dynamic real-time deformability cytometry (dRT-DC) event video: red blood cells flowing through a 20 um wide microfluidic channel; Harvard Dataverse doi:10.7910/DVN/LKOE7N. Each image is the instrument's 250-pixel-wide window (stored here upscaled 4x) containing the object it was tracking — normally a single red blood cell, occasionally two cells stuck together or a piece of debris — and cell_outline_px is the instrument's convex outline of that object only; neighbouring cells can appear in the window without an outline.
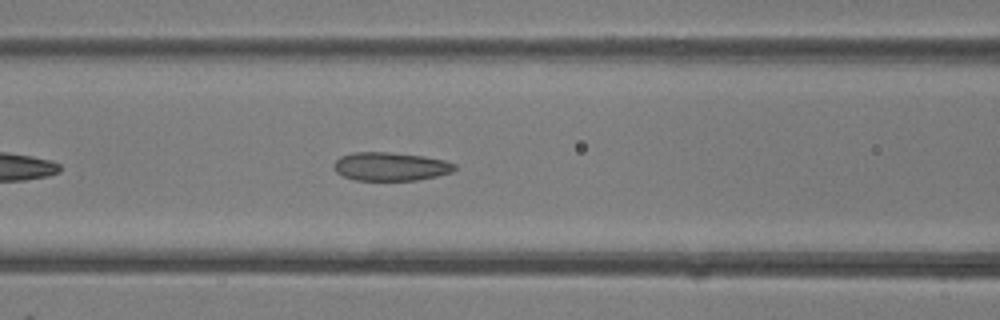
{"species": "common noctule bat (a hibernating species)", "species_latin": "Nyctalus noctula", "temperature_condition": "room temperature", "stored_images_in_passage": 22, "camera_frame_rate_fps": 3000, "um_per_image_px": 0.085, "animal": {"sex": "female"}, "frame": {"image": 1, "passage_image": 16, "time_ms": 5.0, "image_size_px": [1000, 320], "cell_outline_px": [[456, 168], [452, 172], [436, 176], [416, 180], [356, 180], [344, 176], [336, 172], [332, 168], [332, 164], [340, 156], [352, 152], [388, 152], [424, 156], [444, 160], [456, 164]], "centroid_in_image_um": [33.17, 14.14], "position_along_channel_um": 133.4, "area_um2": 20.11}}
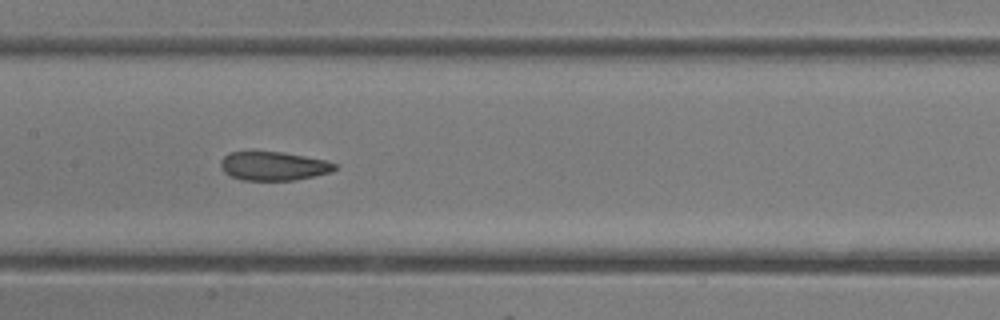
{"frame": {"image": 2, "passage_image": 19, "time_ms": 6.0, "image_size_px": [1000, 320], "cell_outline_px": [[336, 168], [332, 172], [292, 180], [240, 180], [228, 176], [220, 168], [220, 160], [228, 152], [252, 148], [280, 152], [304, 156], [324, 160], [336, 164]], "centroid_in_image_um": [23.12, 14.07], "position_along_channel_um": 184.3, "area_um2": 19.83}}